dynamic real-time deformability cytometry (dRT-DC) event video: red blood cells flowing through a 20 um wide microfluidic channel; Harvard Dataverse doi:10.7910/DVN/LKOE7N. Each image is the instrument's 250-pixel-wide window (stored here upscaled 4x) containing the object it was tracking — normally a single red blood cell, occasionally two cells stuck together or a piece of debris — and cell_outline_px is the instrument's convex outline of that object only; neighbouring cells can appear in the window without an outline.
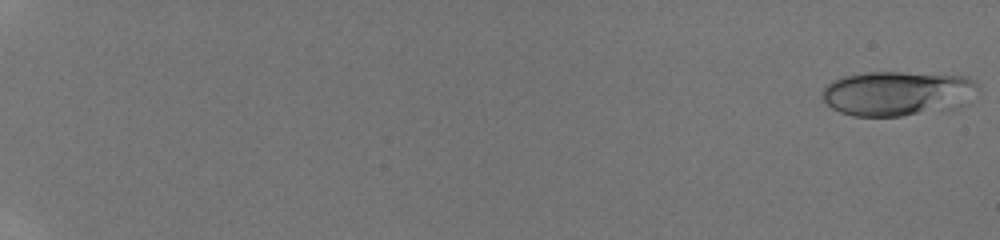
{"species": "human", "species_latin": "Homo sapiens", "temperature_condition": "room temperature", "stored_images_in_passage": 45, "camera_frame_rate_fps": 3000, "um_per_image_px": 0.085, "donor": {"sex": "male"}, "frame": {"image": 1, "passage_image": 1, "time_ms": 0.0, "image_size_px": [1000, 240], "cell_outline_px": [[980, 88], [916, 112], [900, 116], [852, 116], [840, 112], [832, 108], [820, 96], [824, 88], [832, 80], [844, 76], [864, 72], [904, 72], [968, 76], [976, 80]], "centroid_in_image_um": [75.94, 7.85], "position_along_channel_um": 9.1, "area_um2": 37.8}}
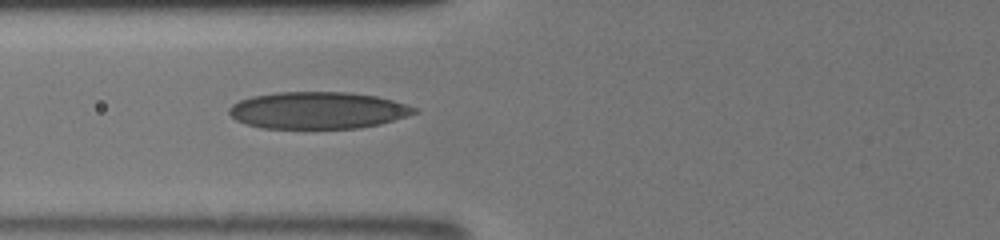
{"frame": {"image": 2, "passage_image": 24, "time_ms": 8.0, "image_size_px": [1000, 240], "cell_outline_px": [[420, 112], [408, 116], [380, 124], [360, 128], [260, 128], [236, 120], [228, 112], [228, 108], [232, 104], [240, 100], [252, 96], [276, 92], [344, 92], [376, 96], [392, 100], [420, 108]], "centroid_in_image_um": [27.04, 9.38], "position_along_channel_um": 98.8, "area_um2": 40.0}}
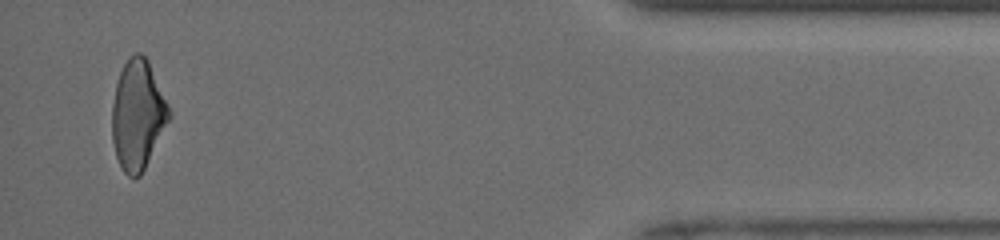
{"frame": {"image": 3, "passage_image": 45, "time_ms": 17.0, "image_size_px": [1000, 240], "cell_outline_px": [[172, 116], [140, 176], [128, 176], [124, 172], [116, 156], [112, 140], [112, 104], [116, 84], [120, 72], [128, 56], [136, 52], [140, 52], [148, 60], [172, 112]], "centroid_in_image_um": [11.71, 9.73], "position_along_channel_um": 423.5, "area_um2": 36.36}, "authors_computed_cell_mechanics": {"area_um2": 37.6856, "velocity_mm_per_s": 4.1719, "shape_relaxation_time_tau1_ms": 5.2682, "shape_relaxation_time_tau2_ms": 2.4039, "deformation_change_tau1": 0.1626, "deformation_change_tau2": 0.1197}}